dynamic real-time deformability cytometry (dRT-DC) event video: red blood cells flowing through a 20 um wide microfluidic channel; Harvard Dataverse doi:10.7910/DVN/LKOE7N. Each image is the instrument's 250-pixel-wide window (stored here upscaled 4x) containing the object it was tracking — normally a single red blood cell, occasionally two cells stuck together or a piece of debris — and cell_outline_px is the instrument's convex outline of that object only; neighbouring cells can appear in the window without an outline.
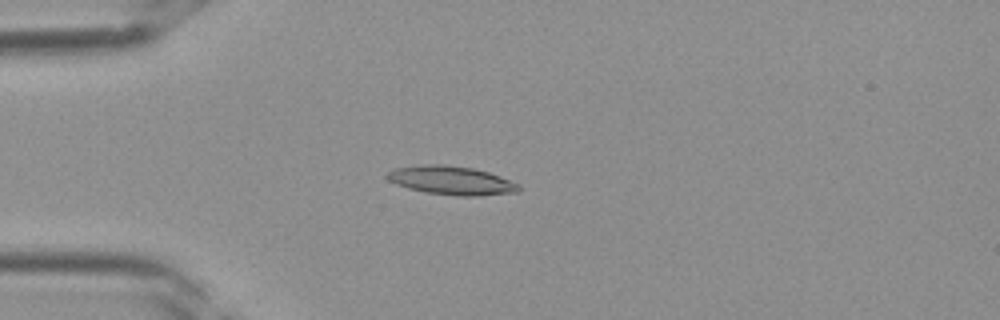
{"species": "Egyptian fruit bat (a non-hibernating species)", "species_latin": "Rousettus aegyptiacus", "temperature_condition": "room temperature", "stored_images_in_passage": 35, "camera_frame_rate_fps": 3000, "um_per_image_px": 0.085, "frame": {"image": 1, "passage_image": 7, "time_ms": 2.0, "image_size_px": [1000, 320], "cell_outline_px": [[520, 192], [476, 196], [456, 196], [424, 192], [408, 188], [396, 184], [388, 180], [384, 176], [388, 172], [396, 168], [424, 164], [444, 164], [472, 168], [488, 172], [500, 176], [520, 184]], "centroid_in_image_um": [38.38, 15.34], "position_along_channel_um": 46.6, "area_um2": 22.14}}
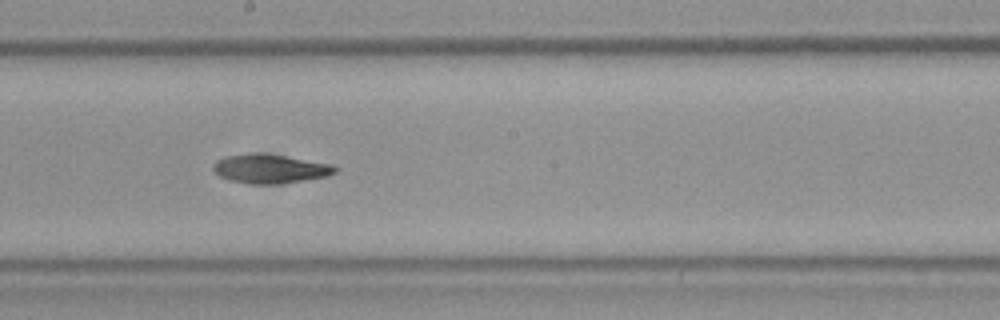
{"frame": {"image": 2, "passage_image": 18, "time_ms": 5.667, "image_size_px": [1000, 320], "cell_outline_px": [[336, 172], [328, 176], [280, 184], [248, 184], [228, 180], [220, 176], [212, 168], [212, 164], [216, 160], [224, 156], [256, 152], [284, 156], [332, 164], [336, 168]], "centroid_in_image_um": [22.91, 14.35], "position_along_channel_um": 225.3, "area_um2": 20.69}}
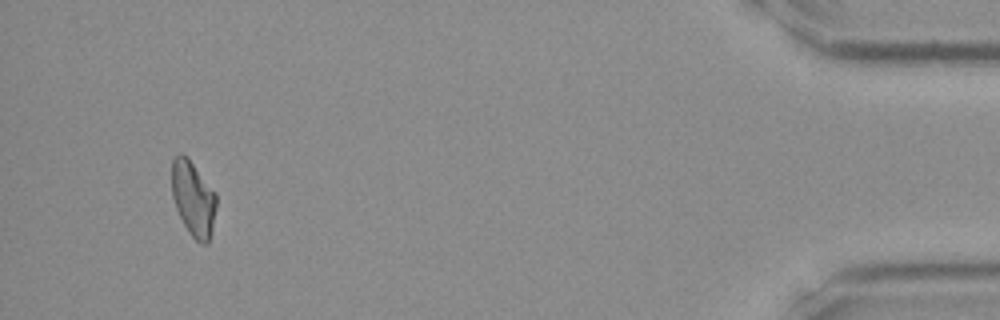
{"frame": {"image": 3, "passage_image": 33, "time_ms": 10.667, "image_size_px": [1000, 320], "cell_outline_px": [[216, 208], [212, 228], [208, 244], [200, 244], [188, 232], [176, 208], [172, 196], [172, 160], [180, 152], [188, 156], [216, 192]], "centroid_in_image_um": [16.43, 16.85], "position_along_channel_um": 418.8, "area_um2": 19.65}}